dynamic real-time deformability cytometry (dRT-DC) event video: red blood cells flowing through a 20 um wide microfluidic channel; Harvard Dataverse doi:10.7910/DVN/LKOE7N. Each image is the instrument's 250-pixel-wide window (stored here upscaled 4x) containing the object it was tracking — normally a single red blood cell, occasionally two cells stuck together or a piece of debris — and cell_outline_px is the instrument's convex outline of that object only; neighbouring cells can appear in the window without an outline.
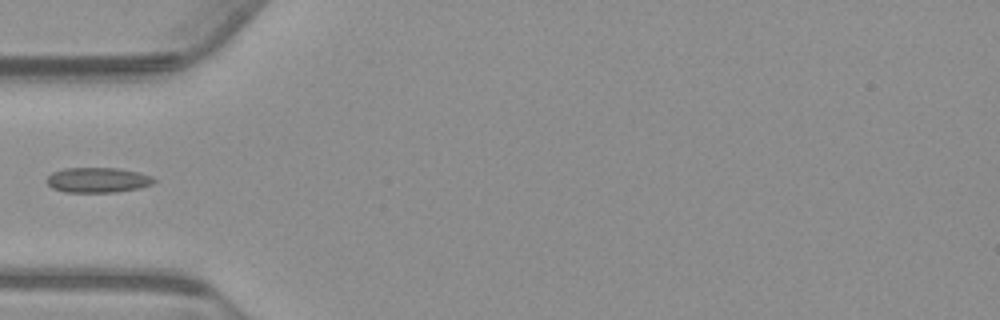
{"species": "common noctule bat (a hibernating species)", "species_latin": "Nyctalus noctula", "temperature_condition": "warm", "stored_images_in_passage": 38, "camera_frame_rate_fps": 3000, "um_per_image_px": 0.085, "animal": {"sex": "male", "body_mass_g": 23.1, "forearm_length_mm": 52.7}, "frame": {"image": 1, "passage_image": 1, "time_ms": 0.0, "image_size_px": [1000, 320], "cell_outline_px": [[156, 180], [152, 184], [140, 188], [116, 192], [64, 192], [52, 188], [44, 180], [52, 172], [64, 168], [116, 168], [140, 172], [152, 176]], "centroid_in_image_um": [8.3, 15.3], "position_along_channel_um": 76.7, "area_um2": 15.84}}
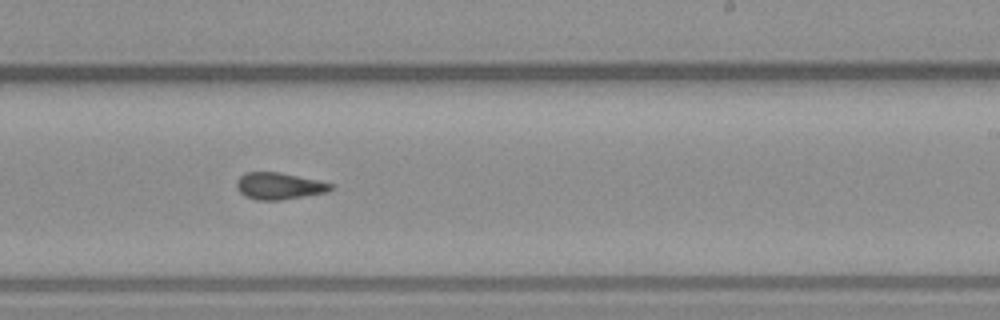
{"frame": {"image": 2, "passage_image": 16, "time_ms": 5.0, "image_size_px": [1000, 320], "cell_outline_px": [[336, 188], [328, 192], [280, 200], [256, 200], [244, 196], [236, 188], [236, 180], [244, 172], [280, 172], [320, 180], [336, 184]], "centroid_in_image_um": [23.76, 15.8], "position_along_channel_um": 265.2, "area_um2": 15.09}}
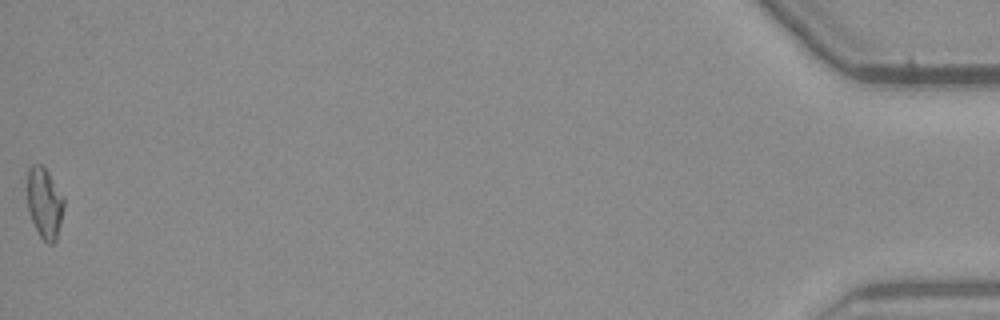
{"frame": {"image": 3, "passage_image": 38, "time_ms": 12.333, "image_size_px": [1000, 320], "cell_outline_px": [[64, 208], [56, 240], [52, 244], [48, 244], [40, 236], [28, 212], [28, 168], [32, 164], [40, 164], [48, 172], [64, 196]], "centroid_in_image_um": [3.8, 17.25], "position_along_channel_um": 431.4, "area_um2": 15.03}}